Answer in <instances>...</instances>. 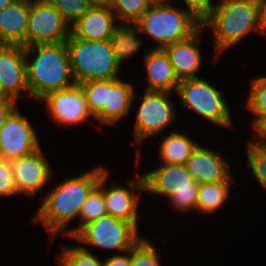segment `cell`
<instances>
[{
	"mask_svg": "<svg viewBox=\"0 0 266 266\" xmlns=\"http://www.w3.org/2000/svg\"><path fill=\"white\" fill-rule=\"evenodd\" d=\"M160 252L144 236L131 250V266H161Z\"/></svg>",
	"mask_w": 266,
	"mask_h": 266,
	"instance_id": "31",
	"label": "cell"
},
{
	"mask_svg": "<svg viewBox=\"0 0 266 266\" xmlns=\"http://www.w3.org/2000/svg\"><path fill=\"white\" fill-rule=\"evenodd\" d=\"M118 25L116 14L106 3L93 4L81 18L71 25V33L81 40L104 41L109 40Z\"/></svg>",
	"mask_w": 266,
	"mask_h": 266,
	"instance_id": "18",
	"label": "cell"
},
{
	"mask_svg": "<svg viewBox=\"0 0 266 266\" xmlns=\"http://www.w3.org/2000/svg\"><path fill=\"white\" fill-rule=\"evenodd\" d=\"M104 266H131V251L126 254H110L105 258Z\"/></svg>",
	"mask_w": 266,
	"mask_h": 266,
	"instance_id": "37",
	"label": "cell"
},
{
	"mask_svg": "<svg viewBox=\"0 0 266 266\" xmlns=\"http://www.w3.org/2000/svg\"><path fill=\"white\" fill-rule=\"evenodd\" d=\"M71 34V25L47 0H29L26 47L61 44Z\"/></svg>",
	"mask_w": 266,
	"mask_h": 266,
	"instance_id": "10",
	"label": "cell"
},
{
	"mask_svg": "<svg viewBox=\"0 0 266 266\" xmlns=\"http://www.w3.org/2000/svg\"><path fill=\"white\" fill-rule=\"evenodd\" d=\"M18 195L34 197L50 183L52 169L42 147L11 161Z\"/></svg>",
	"mask_w": 266,
	"mask_h": 266,
	"instance_id": "14",
	"label": "cell"
},
{
	"mask_svg": "<svg viewBox=\"0 0 266 266\" xmlns=\"http://www.w3.org/2000/svg\"><path fill=\"white\" fill-rule=\"evenodd\" d=\"M252 138L251 141L266 145V115L259 116L253 123H251Z\"/></svg>",
	"mask_w": 266,
	"mask_h": 266,
	"instance_id": "35",
	"label": "cell"
},
{
	"mask_svg": "<svg viewBox=\"0 0 266 266\" xmlns=\"http://www.w3.org/2000/svg\"><path fill=\"white\" fill-rule=\"evenodd\" d=\"M249 83V94L245 106L255 116L252 117L253 123L259 116L266 115V76L253 77Z\"/></svg>",
	"mask_w": 266,
	"mask_h": 266,
	"instance_id": "30",
	"label": "cell"
},
{
	"mask_svg": "<svg viewBox=\"0 0 266 266\" xmlns=\"http://www.w3.org/2000/svg\"><path fill=\"white\" fill-rule=\"evenodd\" d=\"M65 43L76 84L121 78L122 67L109 40H81L71 33Z\"/></svg>",
	"mask_w": 266,
	"mask_h": 266,
	"instance_id": "6",
	"label": "cell"
},
{
	"mask_svg": "<svg viewBox=\"0 0 266 266\" xmlns=\"http://www.w3.org/2000/svg\"><path fill=\"white\" fill-rule=\"evenodd\" d=\"M142 175L145 193L164 197L177 214L196 212L200 184L194 180L185 164L157 165Z\"/></svg>",
	"mask_w": 266,
	"mask_h": 266,
	"instance_id": "5",
	"label": "cell"
},
{
	"mask_svg": "<svg viewBox=\"0 0 266 266\" xmlns=\"http://www.w3.org/2000/svg\"><path fill=\"white\" fill-rule=\"evenodd\" d=\"M110 170H107L100 178L98 188L104 193V199L108 214L127 222L138 228L139 204L142 192L145 193V182L143 175L133 179H127V186L112 182L107 186ZM136 190V191H135ZM138 191V192H137ZM140 192V193H139Z\"/></svg>",
	"mask_w": 266,
	"mask_h": 266,
	"instance_id": "11",
	"label": "cell"
},
{
	"mask_svg": "<svg viewBox=\"0 0 266 266\" xmlns=\"http://www.w3.org/2000/svg\"><path fill=\"white\" fill-rule=\"evenodd\" d=\"M204 32V28L201 26L188 39L164 48L179 80L199 78L198 72L204 63L200 49L201 34L203 35Z\"/></svg>",
	"mask_w": 266,
	"mask_h": 266,
	"instance_id": "17",
	"label": "cell"
},
{
	"mask_svg": "<svg viewBox=\"0 0 266 266\" xmlns=\"http://www.w3.org/2000/svg\"><path fill=\"white\" fill-rule=\"evenodd\" d=\"M17 101L11 97H0V128L11 113L18 107Z\"/></svg>",
	"mask_w": 266,
	"mask_h": 266,
	"instance_id": "36",
	"label": "cell"
},
{
	"mask_svg": "<svg viewBox=\"0 0 266 266\" xmlns=\"http://www.w3.org/2000/svg\"><path fill=\"white\" fill-rule=\"evenodd\" d=\"M107 214L104 193L96 187L82 204L79 213V225L72 229L68 228V233L65 236L72 238L83 226Z\"/></svg>",
	"mask_w": 266,
	"mask_h": 266,
	"instance_id": "25",
	"label": "cell"
},
{
	"mask_svg": "<svg viewBox=\"0 0 266 266\" xmlns=\"http://www.w3.org/2000/svg\"><path fill=\"white\" fill-rule=\"evenodd\" d=\"M55 7L70 24H74L81 18L92 6L90 0H47Z\"/></svg>",
	"mask_w": 266,
	"mask_h": 266,
	"instance_id": "32",
	"label": "cell"
},
{
	"mask_svg": "<svg viewBox=\"0 0 266 266\" xmlns=\"http://www.w3.org/2000/svg\"><path fill=\"white\" fill-rule=\"evenodd\" d=\"M135 25L140 33L156 41L153 49H164L188 39L201 22L184 7L173 6L170 0H154Z\"/></svg>",
	"mask_w": 266,
	"mask_h": 266,
	"instance_id": "4",
	"label": "cell"
},
{
	"mask_svg": "<svg viewBox=\"0 0 266 266\" xmlns=\"http://www.w3.org/2000/svg\"><path fill=\"white\" fill-rule=\"evenodd\" d=\"M39 141L36 129L18 106L0 128V158L12 161L29 155L41 147Z\"/></svg>",
	"mask_w": 266,
	"mask_h": 266,
	"instance_id": "13",
	"label": "cell"
},
{
	"mask_svg": "<svg viewBox=\"0 0 266 266\" xmlns=\"http://www.w3.org/2000/svg\"><path fill=\"white\" fill-rule=\"evenodd\" d=\"M145 53L142 55L147 79L145 91L176 93L180 80L165 50L152 48Z\"/></svg>",
	"mask_w": 266,
	"mask_h": 266,
	"instance_id": "19",
	"label": "cell"
},
{
	"mask_svg": "<svg viewBox=\"0 0 266 266\" xmlns=\"http://www.w3.org/2000/svg\"><path fill=\"white\" fill-rule=\"evenodd\" d=\"M154 0H106L118 22L135 24Z\"/></svg>",
	"mask_w": 266,
	"mask_h": 266,
	"instance_id": "27",
	"label": "cell"
},
{
	"mask_svg": "<svg viewBox=\"0 0 266 266\" xmlns=\"http://www.w3.org/2000/svg\"><path fill=\"white\" fill-rule=\"evenodd\" d=\"M246 147L245 157H247L251 172L258 183H260V186L266 191V145L247 139Z\"/></svg>",
	"mask_w": 266,
	"mask_h": 266,
	"instance_id": "29",
	"label": "cell"
},
{
	"mask_svg": "<svg viewBox=\"0 0 266 266\" xmlns=\"http://www.w3.org/2000/svg\"><path fill=\"white\" fill-rule=\"evenodd\" d=\"M57 266H104L98 256L90 252L86 246H67L62 244L61 252L56 255Z\"/></svg>",
	"mask_w": 266,
	"mask_h": 266,
	"instance_id": "26",
	"label": "cell"
},
{
	"mask_svg": "<svg viewBox=\"0 0 266 266\" xmlns=\"http://www.w3.org/2000/svg\"><path fill=\"white\" fill-rule=\"evenodd\" d=\"M171 95L170 92L158 91H144L141 96L135 93L134 104L140 99L132 130L136 146L168 129L177 119L174 103L169 99Z\"/></svg>",
	"mask_w": 266,
	"mask_h": 266,
	"instance_id": "9",
	"label": "cell"
},
{
	"mask_svg": "<svg viewBox=\"0 0 266 266\" xmlns=\"http://www.w3.org/2000/svg\"><path fill=\"white\" fill-rule=\"evenodd\" d=\"M107 170L100 164L76 177L59 181L47 196L41 198L42 202L32 218L33 223L43 226L51 241L62 232L66 235L67 225L77 218L79 220L82 204Z\"/></svg>",
	"mask_w": 266,
	"mask_h": 266,
	"instance_id": "1",
	"label": "cell"
},
{
	"mask_svg": "<svg viewBox=\"0 0 266 266\" xmlns=\"http://www.w3.org/2000/svg\"><path fill=\"white\" fill-rule=\"evenodd\" d=\"M11 161L0 158V198L17 196Z\"/></svg>",
	"mask_w": 266,
	"mask_h": 266,
	"instance_id": "33",
	"label": "cell"
},
{
	"mask_svg": "<svg viewBox=\"0 0 266 266\" xmlns=\"http://www.w3.org/2000/svg\"><path fill=\"white\" fill-rule=\"evenodd\" d=\"M222 155L219 151L199 144L185 165L199 184L235 181L230 163Z\"/></svg>",
	"mask_w": 266,
	"mask_h": 266,
	"instance_id": "16",
	"label": "cell"
},
{
	"mask_svg": "<svg viewBox=\"0 0 266 266\" xmlns=\"http://www.w3.org/2000/svg\"><path fill=\"white\" fill-rule=\"evenodd\" d=\"M134 84L123 79L106 80V97L103 107V125H118L129 115L135 95Z\"/></svg>",
	"mask_w": 266,
	"mask_h": 266,
	"instance_id": "20",
	"label": "cell"
},
{
	"mask_svg": "<svg viewBox=\"0 0 266 266\" xmlns=\"http://www.w3.org/2000/svg\"><path fill=\"white\" fill-rule=\"evenodd\" d=\"M24 51L29 96L35 101L76 84L65 42L33 45L25 47Z\"/></svg>",
	"mask_w": 266,
	"mask_h": 266,
	"instance_id": "2",
	"label": "cell"
},
{
	"mask_svg": "<svg viewBox=\"0 0 266 266\" xmlns=\"http://www.w3.org/2000/svg\"><path fill=\"white\" fill-rule=\"evenodd\" d=\"M83 89L90 113L94 120L103 124V107L106 97V80L86 81L79 84Z\"/></svg>",
	"mask_w": 266,
	"mask_h": 266,
	"instance_id": "28",
	"label": "cell"
},
{
	"mask_svg": "<svg viewBox=\"0 0 266 266\" xmlns=\"http://www.w3.org/2000/svg\"><path fill=\"white\" fill-rule=\"evenodd\" d=\"M235 181L200 184L196 212L208 215L215 213L227 203L231 196V188ZM232 184V185H231Z\"/></svg>",
	"mask_w": 266,
	"mask_h": 266,
	"instance_id": "24",
	"label": "cell"
},
{
	"mask_svg": "<svg viewBox=\"0 0 266 266\" xmlns=\"http://www.w3.org/2000/svg\"><path fill=\"white\" fill-rule=\"evenodd\" d=\"M92 1L94 4H104L106 2V0H90Z\"/></svg>",
	"mask_w": 266,
	"mask_h": 266,
	"instance_id": "40",
	"label": "cell"
},
{
	"mask_svg": "<svg viewBox=\"0 0 266 266\" xmlns=\"http://www.w3.org/2000/svg\"><path fill=\"white\" fill-rule=\"evenodd\" d=\"M143 237L132 223L107 214L83 226L72 238L84 245L116 250V254H120L131 251Z\"/></svg>",
	"mask_w": 266,
	"mask_h": 266,
	"instance_id": "8",
	"label": "cell"
},
{
	"mask_svg": "<svg viewBox=\"0 0 266 266\" xmlns=\"http://www.w3.org/2000/svg\"><path fill=\"white\" fill-rule=\"evenodd\" d=\"M201 26L212 35L216 58L251 33L260 35L258 0H219Z\"/></svg>",
	"mask_w": 266,
	"mask_h": 266,
	"instance_id": "3",
	"label": "cell"
},
{
	"mask_svg": "<svg viewBox=\"0 0 266 266\" xmlns=\"http://www.w3.org/2000/svg\"><path fill=\"white\" fill-rule=\"evenodd\" d=\"M14 0H0V12L8 5H10Z\"/></svg>",
	"mask_w": 266,
	"mask_h": 266,
	"instance_id": "39",
	"label": "cell"
},
{
	"mask_svg": "<svg viewBox=\"0 0 266 266\" xmlns=\"http://www.w3.org/2000/svg\"><path fill=\"white\" fill-rule=\"evenodd\" d=\"M259 30L262 37L266 36V0H258Z\"/></svg>",
	"mask_w": 266,
	"mask_h": 266,
	"instance_id": "38",
	"label": "cell"
},
{
	"mask_svg": "<svg viewBox=\"0 0 266 266\" xmlns=\"http://www.w3.org/2000/svg\"><path fill=\"white\" fill-rule=\"evenodd\" d=\"M186 3L184 9L189 11L201 23L211 14L218 4L212 0H181Z\"/></svg>",
	"mask_w": 266,
	"mask_h": 266,
	"instance_id": "34",
	"label": "cell"
},
{
	"mask_svg": "<svg viewBox=\"0 0 266 266\" xmlns=\"http://www.w3.org/2000/svg\"><path fill=\"white\" fill-rule=\"evenodd\" d=\"M135 24L120 23L109 38V42L118 62L122 66L125 61L136 56L142 48L143 39ZM140 38V39H139ZM142 39V40H141Z\"/></svg>",
	"mask_w": 266,
	"mask_h": 266,
	"instance_id": "23",
	"label": "cell"
},
{
	"mask_svg": "<svg viewBox=\"0 0 266 266\" xmlns=\"http://www.w3.org/2000/svg\"><path fill=\"white\" fill-rule=\"evenodd\" d=\"M0 82L4 93L17 102L23 91H26L29 97L23 46L2 45L0 47Z\"/></svg>",
	"mask_w": 266,
	"mask_h": 266,
	"instance_id": "15",
	"label": "cell"
},
{
	"mask_svg": "<svg viewBox=\"0 0 266 266\" xmlns=\"http://www.w3.org/2000/svg\"><path fill=\"white\" fill-rule=\"evenodd\" d=\"M0 97H8L4 91H3V88H2V85H1V82H0Z\"/></svg>",
	"mask_w": 266,
	"mask_h": 266,
	"instance_id": "41",
	"label": "cell"
},
{
	"mask_svg": "<svg viewBox=\"0 0 266 266\" xmlns=\"http://www.w3.org/2000/svg\"><path fill=\"white\" fill-rule=\"evenodd\" d=\"M39 101H44L47 115L62 127H74L94 117L89 111L85 93L80 85L53 91Z\"/></svg>",
	"mask_w": 266,
	"mask_h": 266,
	"instance_id": "12",
	"label": "cell"
},
{
	"mask_svg": "<svg viewBox=\"0 0 266 266\" xmlns=\"http://www.w3.org/2000/svg\"><path fill=\"white\" fill-rule=\"evenodd\" d=\"M184 132H170L159 142V163L185 164L199 145L198 141Z\"/></svg>",
	"mask_w": 266,
	"mask_h": 266,
	"instance_id": "22",
	"label": "cell"
},
{
	"mask_svg": "<svg viewBox=\"0 0 266 266\" xmlns=\"http://www.w3.org/2000/svg\"><path fill=\"white\" fill-rule=\"evenodd\" d=\"M29 0H14L0 12V43L26 47Z\"/></svg>",
	"mask_w": 266,
	"mask_h": 266,
	"instance_id": "21",
	"label": "cell"
},
{
	"mask_svg": "<svg viewBox=\"0 0 266 266\" xmlns=\"http://www.w3.org/2000/svg\"><path fill=\"white\" fill-rule=\"evenodd\" d=\"M176 93L181 104L216 126L234 129L230 108L223 93L210 81L199 77L180 80Z\"/></svg>",
	"mask_w": 266,
	"mask_h": 266,
	"instance_id": "7",
	"label": "cell"
}]
</instances>
